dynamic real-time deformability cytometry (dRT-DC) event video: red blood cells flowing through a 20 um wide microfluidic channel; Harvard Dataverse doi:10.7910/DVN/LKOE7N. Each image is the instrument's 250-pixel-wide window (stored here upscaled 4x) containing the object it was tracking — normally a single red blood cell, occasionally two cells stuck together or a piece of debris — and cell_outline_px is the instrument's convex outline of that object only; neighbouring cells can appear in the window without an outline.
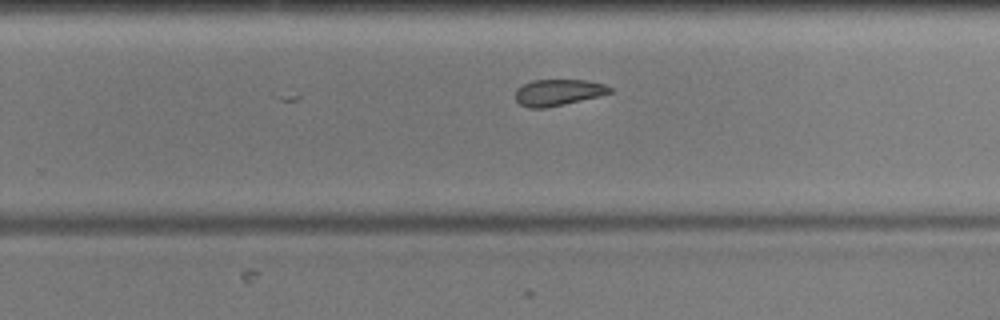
{"species": "common noctule bat (a hibernating species)", "species_latin": "Nyctalus noctula", "temperature_condition": "cold", "stored_images_in_passage": 23, "camera_frame_rate_fps": 3000, "um_per_image_px": 0.085, "animal": {"sex": "male", "body_mass_g": 17.9, "forearm_length_mm": 54.2}, "frame": {"image": 1, "passage_image": 23, "time_ms": 7.333, "image_size_px": [1000, 320], "cell_outline_px": [[612, 92], [600, 96], [564, 104], [544, 108], [528, 108], [520, 104], [516, 100], [516, 88], [532, 80], [588, 80], [604, 84], [612, 88]], "centroid_in_image_um": [47.45, 7.85], "position_along_channel_um": 282.4, "area_um2": 14.51}}